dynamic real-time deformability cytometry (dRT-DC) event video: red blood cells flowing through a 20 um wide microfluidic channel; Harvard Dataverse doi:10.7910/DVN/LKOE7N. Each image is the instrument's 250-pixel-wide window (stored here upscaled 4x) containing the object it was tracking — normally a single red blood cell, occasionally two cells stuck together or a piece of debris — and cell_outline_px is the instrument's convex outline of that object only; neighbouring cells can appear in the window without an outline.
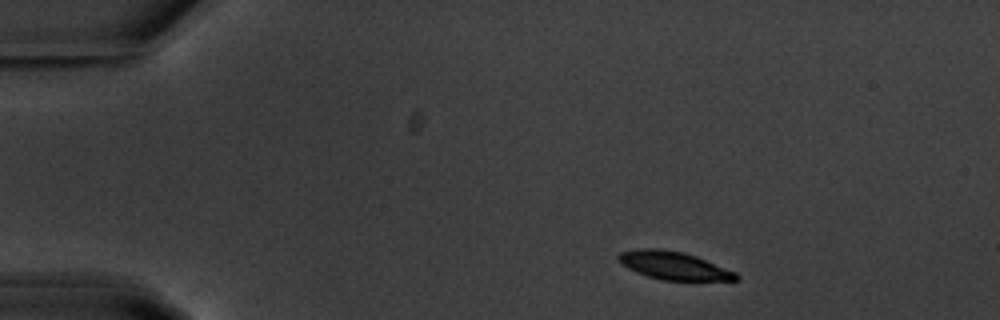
{"species": "common noctule bat (a hibernating species)", "species_latin": "Nyctalus noctula", "temperature_condition": "warm", "stored_images_in_passage": 48, "camera_frame_rate_fps": 3000, "um_per_image_px": 0.085, "animal": {"sex": "male", "body_mass_g": 20.1, "forearm_length_mm": 53.5}, "frame": {"image": 1, "passage_image": 1, "time_ms": 0.0, "image_size_px": [1000, 320], "cell_outline_px": [[740, 280], [660, 280], [636, 272], [620, 264], [616, 260], [616, 256], [620, 252], [640, 248], [660, 248], [684, 252], [696, 256], [736, 272], [740, 276]], "centroid_in_image_um": [57.23, 22.56], "position_along_channel_um": 27.8, "area_um2": 19.36}}
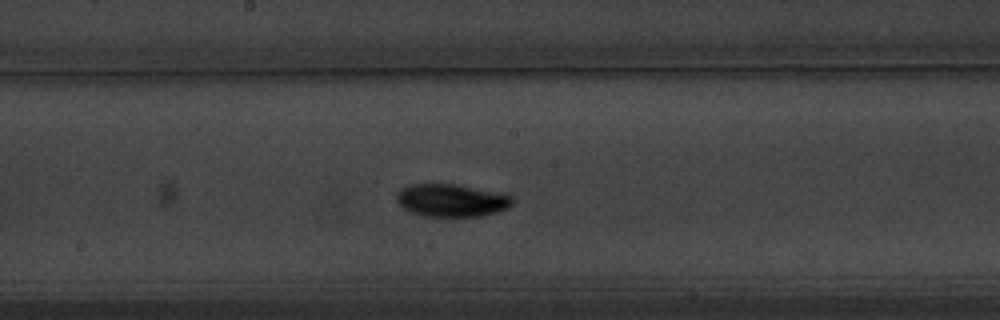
{"frame": {"image": 2, "passage_image": 22, "time_ms": 7.0, "image_size_px": [1000, 320], "cell_outline_px": [[512, 204], [508, 208], [496, 212], [480, 216], [424, 216], [408, 212], [396, 200], [396, 192], [400, 188], [408, 184], [456, 184], [512, 196]], "centroid_in_image_um": [38.3, 17.03], "position_along_channel_um": 209.9, "area_um2": 21.96}}
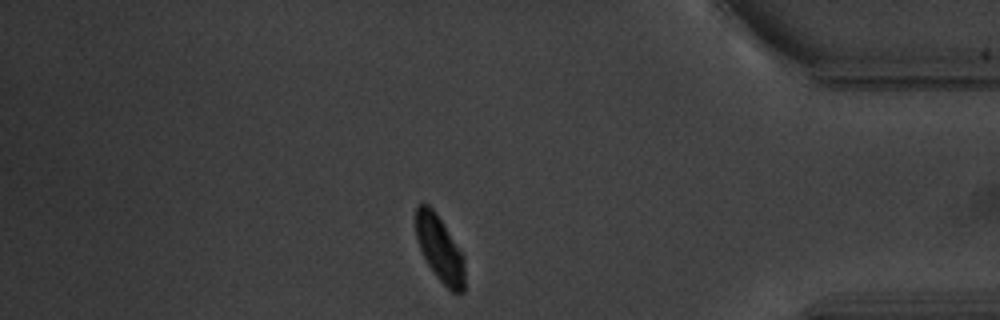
{"frame": {"image": 3, "passage_image": 40, "time_ms": 13.0, "image_size_px": [1000, 320], "cell_outline_px": [[464, 292], [456, 296], [436, 276], [428, 264], [420, 248], [416, 236], [416, 204], [428, 204], [436, 212], [464, 256]], "centroid_in_image_um": [37.39, 21.17], "position_along_channel_um": 397.8, "area_um2": 18.67}, "authors_computed_cell_mechanics": {"area_um2": 20.519, "velocity_mm_per_s": 3.6128, "shape_relaxation_time_tau1_ms": 1.8051, "shape_relaxation_time_tau2_ms": null, "deformation_change_tau1": 0.1386, "deformation_change_tau2": null}}